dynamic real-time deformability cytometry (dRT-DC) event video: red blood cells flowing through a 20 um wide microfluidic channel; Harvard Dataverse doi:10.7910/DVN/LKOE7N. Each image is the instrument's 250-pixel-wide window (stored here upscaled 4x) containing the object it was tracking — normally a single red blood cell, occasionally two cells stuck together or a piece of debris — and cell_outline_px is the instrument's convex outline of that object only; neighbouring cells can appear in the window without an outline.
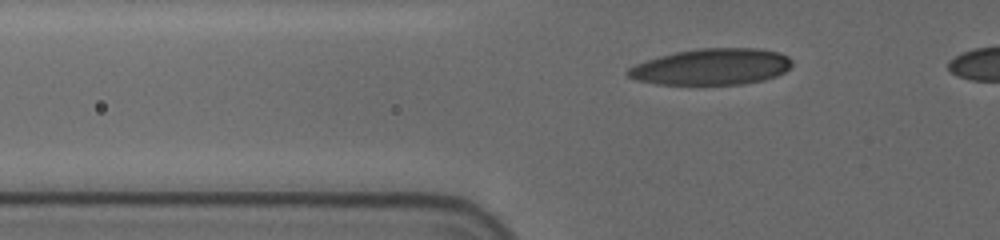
{"species": "human", "species_latin": "Homo sapiens", "temperature_condition": "cold", "stored_images_in_passage": 43, "camera_frame_rate_fps": 3000, "um_per_image_px": 0.085, "donor": {"sex": "female"}, "frame": {"image": 1, "passage_image": 13, "time_ms": 4.0, "image_size_px": [1000, 240], "cell_outline_px": [[792, 64], [784, 72], [776, 76], [764, 80], [740, 84], [656, 84], [636, 80], [628, 76], [624, 72], [628, 68], [644, 60], [676, 52], [700, 48], [760, 48], [780, 52], [788, 56], [792, 60]], "centroid_in_image_um": [60.48, 5.67], "position_along_channel_um": 65.3, "area_um2": 34.8}}
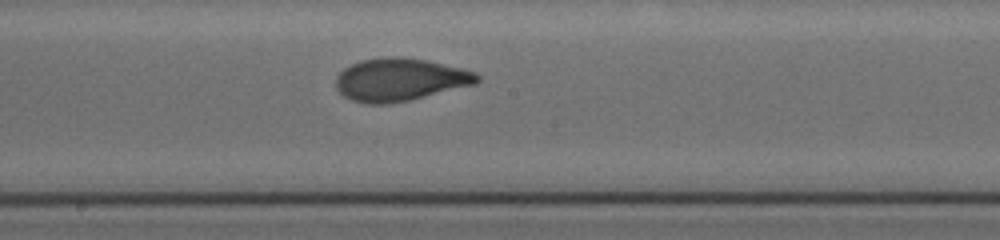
{"frame": {"image": 2, "passage_image": 26, "time_ms": 8.333, "image_size_px": [1000, 240], "cell_outline_px": [[480, 80], [476, 84], [408, 100], [388, 104], [368, 104], [352, 100], [344, 96], [336, 88], [336, 76], [344, 68], [360, 60], [392, 56], [404, 56], [424, 60], [460, 68], [476, 72], [480, 76]], "centroid_in_image_um": [33.98, 6.76], "position_along_channel_um": 214.2, "area_um2": 35.03}}
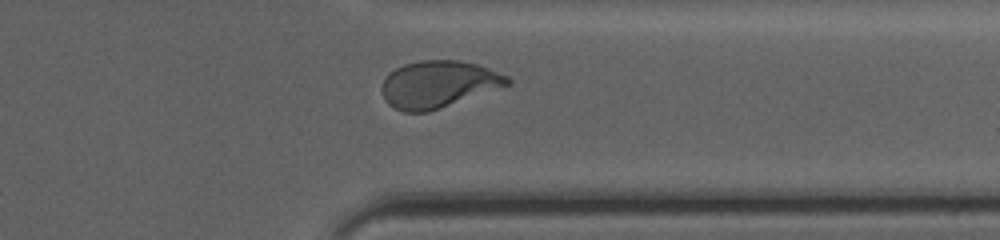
{"frame": {"image": 3, "passage_image": 39, "time_ms": 12.667, "image_size_px": [1000, 240], "cell_outline_px": [[512, 84], [428, 112], [404, 112], [388, 104], [380, 88], [388, 72], [404, 64], [420, 60], [460, 60], [476, 64], [508, 76], [512, 80]], "centroid_in_image_um": [37.25, 7.15], "position_along_channel_um": 374.1, "area_um2": 34.33}, "authors_computed_cell_mechanics": {"area_um2": 34.7956, "velocity_mm_per_s": 3.6996, "shape_relaxation_time_tau1_ms": 5.8433, "shape_relaxation_time_tau2_ms": 0.9532, "deformation_change_tau1": 0.1927, "deformation_change_tau2": 0.0706}}